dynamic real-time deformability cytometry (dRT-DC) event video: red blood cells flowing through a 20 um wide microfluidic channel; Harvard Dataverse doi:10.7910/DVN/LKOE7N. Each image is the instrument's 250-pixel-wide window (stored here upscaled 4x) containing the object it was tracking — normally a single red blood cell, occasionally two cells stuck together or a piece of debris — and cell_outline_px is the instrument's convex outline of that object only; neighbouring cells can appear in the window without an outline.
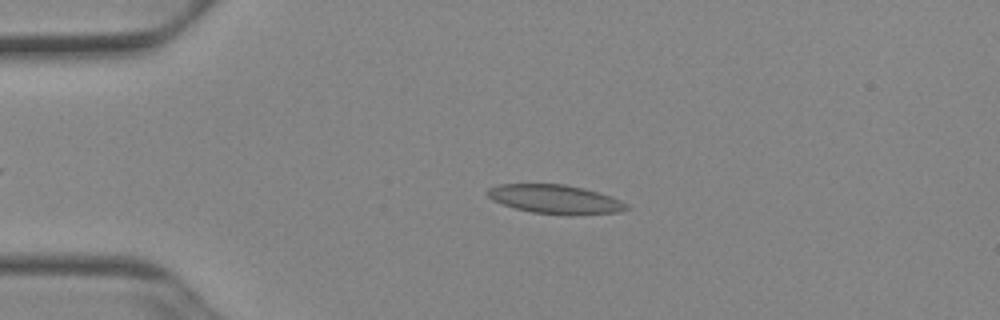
{"species": "Egyptian fruit bat (a non-hibernating species)", "species_latin": "Rousettus aegyptiacus", "temperature_condition": "cold", "stored_images_in_passage": 51, "camera_frame_rate_fps": 3000, "um_per_image_px": 0.085, "animal": {"sex": "female"}, "frame": {"image": 1, "passage_image": 11, "time_ms": 3.333, "image_size_px": [1000, 320], "cell_outline_px": [[628, 208], [616, 212], [532, 212], [516, 208], [492, 200], [484, 192], [488, 188], [500, 184], [564, 184], [584, 188], [612, 196], [628, 204]], "centroid_in_image_um": [47.11, 16.87], "position_along_channel_um": 37.9, "area_um2": 22.31}}
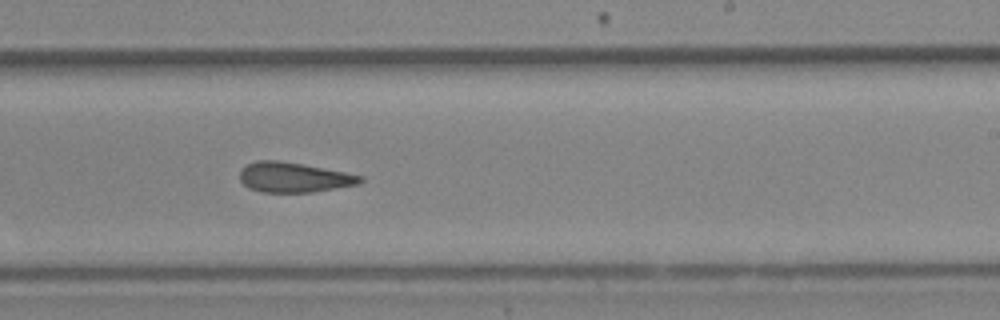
{"frame": {"image": 2, "passage_image": 31, "time_ms": 10.0, "image_size_px": [1000, 320], "cell_outline_px": [[364, 180], [356, 184], [312, 192], [260, 192], [248, 188], [240, 180], [240, 168], [256, 160], [280, 160], [344, 172], [364, 176]], "centroid_in_image_um": [24.92, 15.07], "position_along_channel_um": 264.1, "area_um2": 20.92}}
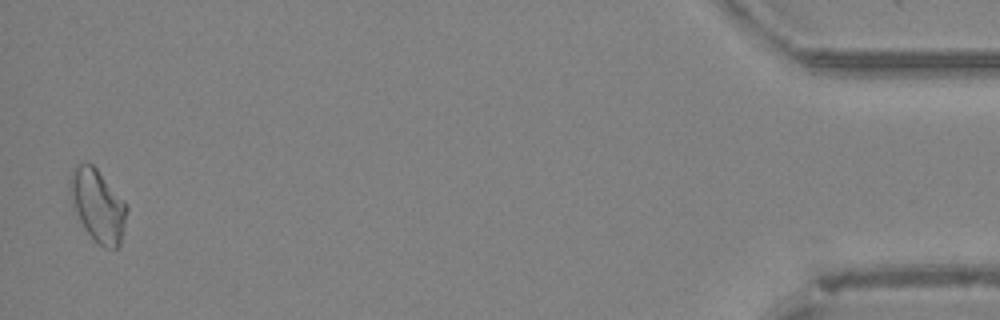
{"frame": {"image": 3, "passage_image": 50, "time_ms": 16.333, "image_size_px": [1000, 320], "cell_outline_px": [[128, 208], [120, 244], [116, 248], [104, 248], [84, 228], [72, 204], [68, 188], [68, 180], [72, 168], [76, 164], [84, 160], [88, 160], [96, 168], [128, 204]], "centroid_in_image_um": [8.29, 17.38], "position_along_channel_um": 426.9, "area_um2": 24.16}, "authors_computed_cell_mechanics": {"area_um2": 22.1952, "velocity_mm_per_s": 3.9251, "shape_relaxation_time_tau1_ms": null, "shape_relaxation_time_tau2_ms": 5.4807, "deformation_change_tau1": null, "deformation_change_tau2": 0.1434}}